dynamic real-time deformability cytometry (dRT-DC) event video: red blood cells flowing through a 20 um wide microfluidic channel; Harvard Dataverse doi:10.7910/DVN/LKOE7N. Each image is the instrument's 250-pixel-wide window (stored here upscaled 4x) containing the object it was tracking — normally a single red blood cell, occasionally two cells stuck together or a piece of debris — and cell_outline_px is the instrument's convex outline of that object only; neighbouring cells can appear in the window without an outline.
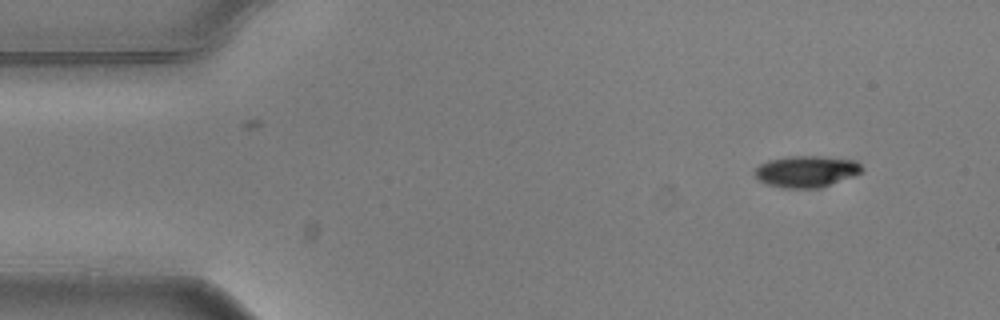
{"species": "common noctule bat (a hibernating species)", "species_latin": "Nyctalus noctula", "temperature_condition": "warm", "stored_images_in_passage": 5, "segment_of_instrument_passage": [1, 2], "camera_frame_rate_fps": 3000, "um_per_image_px": 0.085, "animal": {"sex": "male", "body_mass_g": 20.5, "forearm_length_mm": 52.5}, "frame": {"image": 1, "passage_image": 1, "time_ms": 0.0, "image_size_px": [1000, 320], "cell_outline_px": [[864, 172], [820, 188], [784, 188], [768, 184], [760, 180], [752, 172], [760, 164], [768, 160], [788, 156], [820, 156], [856, 160], [864, 168]], "centroid_in_image_um": [68.56, 14.56], "position_along_channel_um": 16.4, "area_um2": 19.77}}
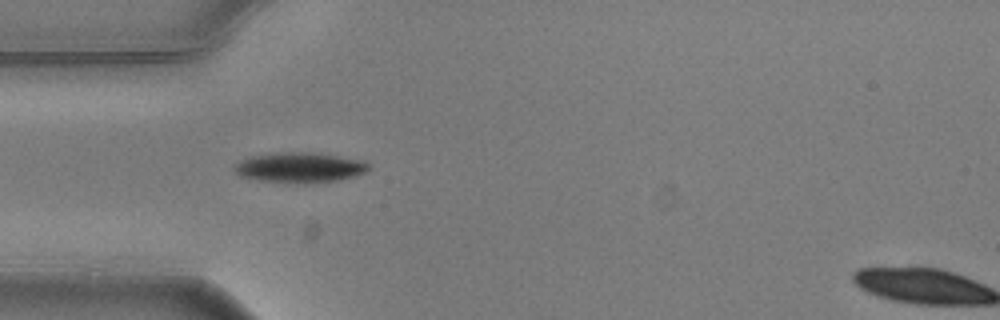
{"frame": {"image": 2, "passage_image": 4, "time_ms": 1.0, "image_size_px": [1000, 320], "cell_outline_px": [[372, 168], [356, 176], [336, 180], [260, 180], [240, 176], [232, 168], [240, 160], [252, 156], [272, 152], [320, 152], [364, 160], [372, 164]], "centroid_in_image_um": [25.54, 14.16], "position_along_channel_um": 59.5, "area_um2": 23.0}}